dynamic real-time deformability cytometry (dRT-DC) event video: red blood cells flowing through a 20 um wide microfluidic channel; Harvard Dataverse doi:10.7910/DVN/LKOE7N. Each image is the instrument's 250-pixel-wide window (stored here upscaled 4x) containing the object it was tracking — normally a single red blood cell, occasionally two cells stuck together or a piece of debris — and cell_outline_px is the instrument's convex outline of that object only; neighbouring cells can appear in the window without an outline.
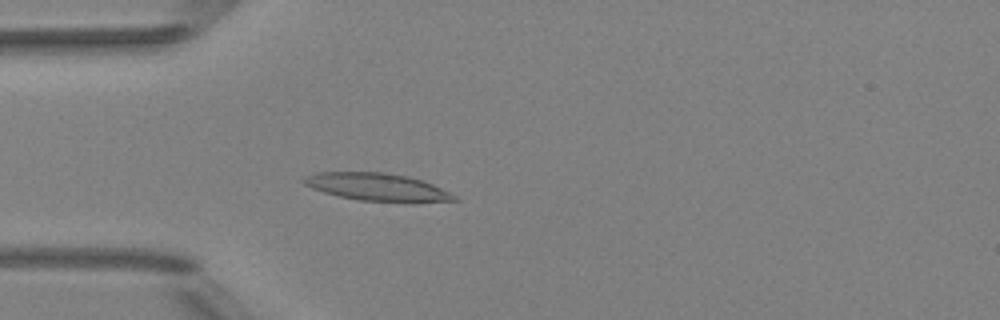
{"species": "Egyptian fruit bat (a non-hibernating species)", "species_latin": "Rousettus aegyptiacus", "temperature_condition": "room temperature", "stored_images_in_passage": 44, "camera_frame_rate_fps": 3000, "um_per_image_px": 0.085, "animal": {"sex": "female"}, "frame": {"image": 1, "passage_image": 8, "time_ms": 2.333, "image_size_px": [1000, 320], "cell_outline_px": [[460, 200], [360, 200], [340, 196], [324, 192], [312, 188], [304, 184], [300, 180], [304, 176], [316, 172], [384, 172], [408, 176], [432, 184], [456, 196]], "centroid_in_image_um": [31.92, 15.85], "position_along_channel_um": 53.1, "area_um2": 23.24}}
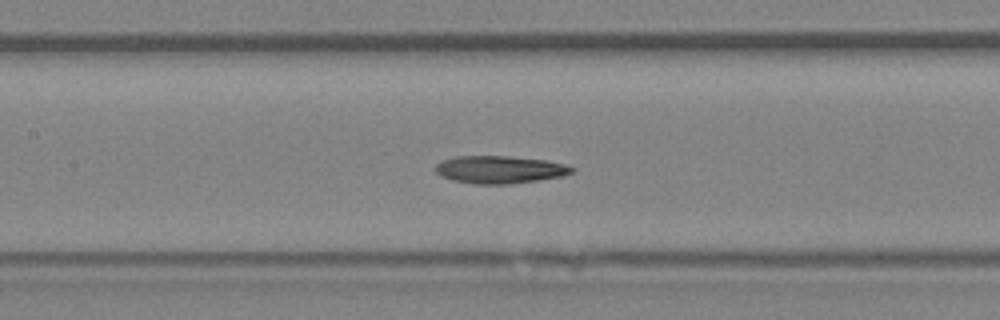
{"frame": {"image": 2, "passage_image": 17, "time_ms": 5.333, "image_size_px": [1000, 320], "cell_outline_px": [[576, 168], [572, 172], [564, 176], [512, 184], [476, 184], [452, 180], [436, 172], [436, 164], [444, 160], [456, 156], [508, 156], [548, 160], [564, 164]], "centroid_in_image_um": [42.53, 14.41], "position_along_channel_um": 164.9, "area_um2": 21.91}}
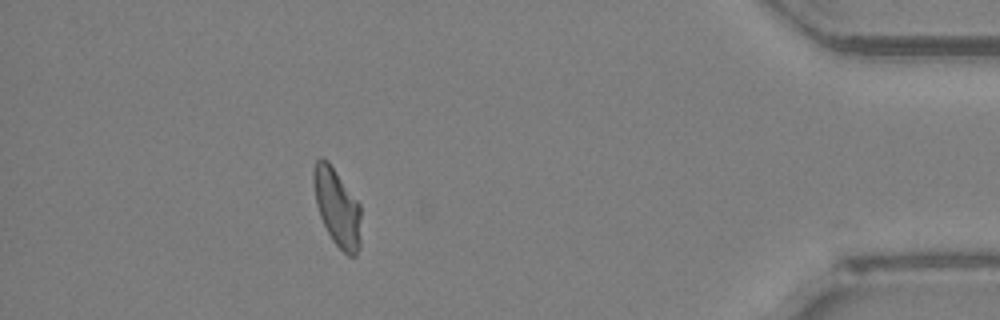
{"frame": {"image": 3, "passage_image": 39, "time_ms": 12.667, "image_size_px": [1000, 320], "cell_outline_px": [[360, 248], [356, 256], [348, 256], [332, 240], [320, 216], [316, 204], [312, 180], [312, 172], [316, 160], [320, 156], [328, 160], [360, 204]], "centroid_in_image_um": [28.64, 17.61], "position_along_channel_um": 406.6, "area_um2": 21.56}, "authors_computed_cell_mechanics": {"area_um2": 21.675, "velocity_mm_per_s": 3.9988, "shape_relaxation_time_tau1_ms": 6.1494, "shape_relaxation_time_tau2_ms": 3.4474, "deformation_change_tau1": 0.1802, "deformation_change_tau2": 0.0773}}